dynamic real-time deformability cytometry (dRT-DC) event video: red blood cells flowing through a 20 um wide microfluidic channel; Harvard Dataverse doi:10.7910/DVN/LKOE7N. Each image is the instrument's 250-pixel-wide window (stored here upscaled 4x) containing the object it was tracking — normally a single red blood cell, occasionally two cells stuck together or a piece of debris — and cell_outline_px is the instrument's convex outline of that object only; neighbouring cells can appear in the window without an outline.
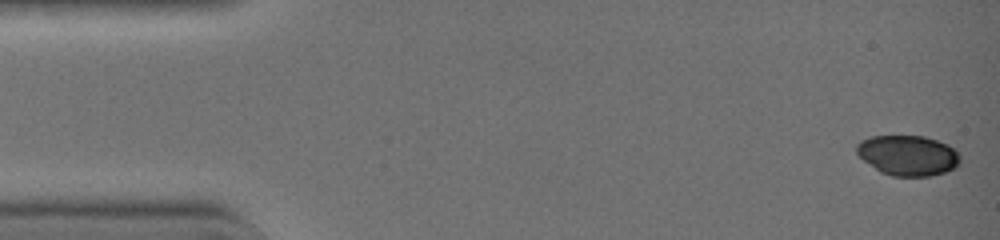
{"species": "common noctule bat (a hibernating species)", "species_latin": "Nyctalus noctula", "temperature_condition": "warm", "stored_images_in_passage": 43, "camera_frame_rate_fps": 3000, "um_per_image_px": 0.085, "animal": {"sex": "female", "body_mass_g": 19.0, "forearm_length_mm": 51.5}, "frame": {"image": 1, "passage_image": 1, "time_ms": 0.0, "image_size_px": [1000, 240], "cell_outline_px": [[960, 164], [956, 168], [932, 176], [892, 176], [880, 172], [864, 160], [856, 152], [856, 144], [872, 136], [924, 136], [948, 144], [960, 156]], "centroid_in_image_um": [77.19, 13.22], "position_along_channel_um": 7.8, "area_um2": 24.22}}
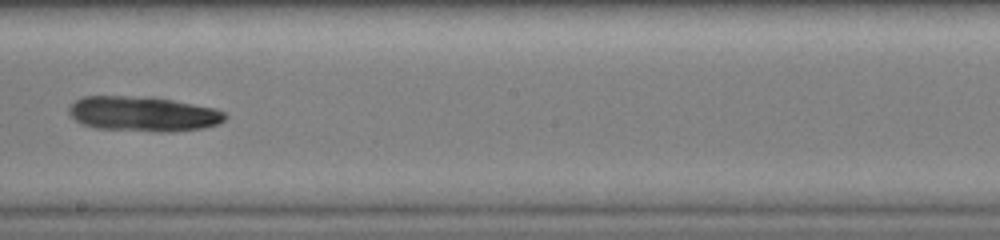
{"frame": {"image": 2, "passage_image": 25, "time_ms": 8.0, "image_size_px": [1000, 240], "cell_outline_px": [[228, 116], [224, 120], [216, 124], [204, 128], [172, 132], [152, 132], [96, 128], [84, 124], [76, 120], [68, 112], [68, 108], [76, 100], [84, 96], [152, 96], [212, 108], [224, 112]], "centroid_in_image_um": [12.16, 9.68], "position_along_channel_um": 236.0, "area_um2": 31.91}}
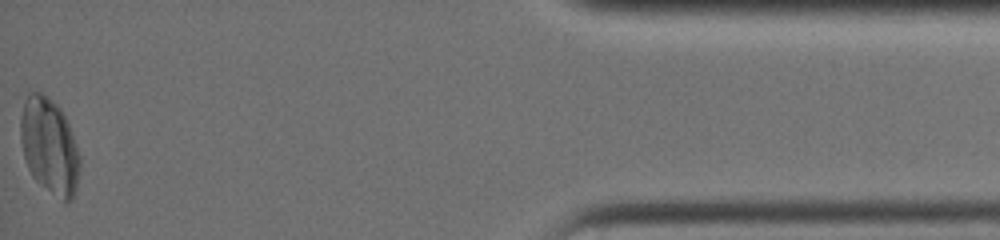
{"frame": {"image": 3, "passage_image": 43, "time_ms": 14.0, "image_size_px": [1000, 240], "cell_outline_px": [[80, 164], [76, 188], [72, 200], [68, 204], [64, 204], [40, 184], [32, 176], [24, 160], [20, 140], [20, 120], [24, 100], [28, 92], [40, 92], [48, 96], [60, 108], [68, 124], [80, 156]], "centroid_in_image_um": [4.18, 12.45], "position_along_channel_um": 431.0, "area_um2": 33.47}}